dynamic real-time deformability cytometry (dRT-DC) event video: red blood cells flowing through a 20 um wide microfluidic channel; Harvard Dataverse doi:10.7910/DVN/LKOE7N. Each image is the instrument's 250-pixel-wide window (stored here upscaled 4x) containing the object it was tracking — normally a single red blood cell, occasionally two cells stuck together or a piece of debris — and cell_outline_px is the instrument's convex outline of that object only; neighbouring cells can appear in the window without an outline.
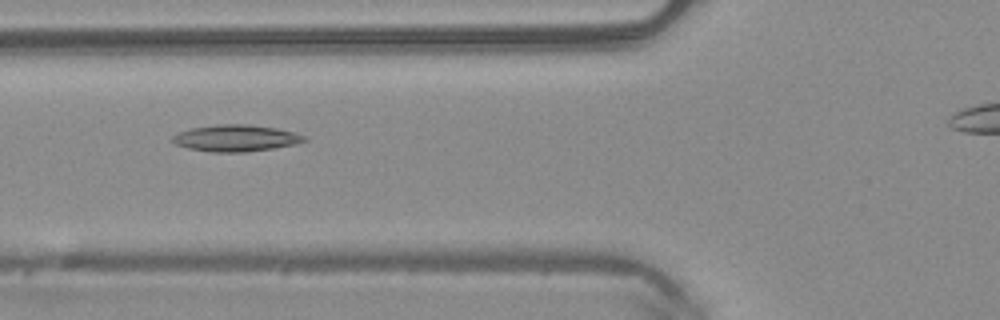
{"species": "common noctule bat (a hibernating species)", "species_latin": "Nyctalus noctula", "temperature_condition": "warm", "stored_images_in_passage": 36, "camera_frame_rate_fps": 3000, "um_per_image_px": 0.085, "animal": {"sex": "male", "body_mass_g": 20.4}, "frame": {"image": 1, "passage_image": 10, "time_ms": 3.0, "image_size_px": [1000, 320], "cell_outline_px": [[308, 140], [296, 144], [272, 148], [244, 152], [212, 152], [188, 148], [176, 144], [172, 140], [172, 136], [180, 132], [192, 128], [216, 124], [248, 124], [276, 128], [308, 136]], "centroid_in_image_um": [20.07, 11.74], "position_along_channel_um": 105.7, "area_um2": 20.35}}
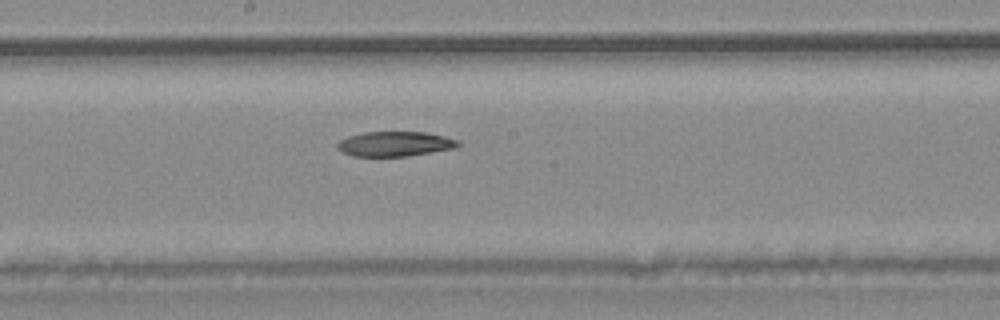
{"frame": {"image": 2, "passage_image": 18, "time_ms": 5.667, "image_size_px": [1000, 320], "cell_outline_px": [[464, 144], [456, 148], [408, 156], [352, 156], [336, 148], [336, 144], [340, 140], [348, 136], [364, 132], [428, 132], [460, 140]], "centroid_in_image_um": [33.62, 12.23], "position_along_channel_um": 214.6, "area_um2": 17.69}}
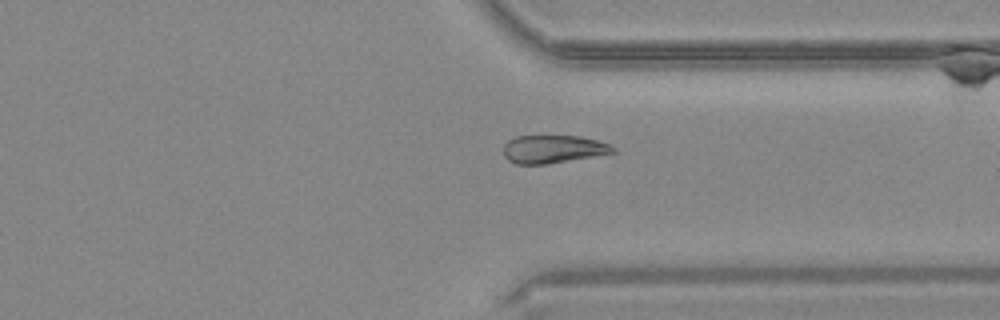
{"frame": {"image": 3, "passage_image": 29, "time_ms": 9.333, "image_size_px": [1000, 320], "cell_outline_px": [[616, 152], [548, 164], [516, 164], [508, 160], [504, 156], [504, 144], [508, 140], [516, 136], [580, 136], [596, 140], [608, 144], [616, 148]], "centroid_in_image_um": [46.99, 12.67], "position_along_channel_um": 364.4, "area_um2": 17.8}}